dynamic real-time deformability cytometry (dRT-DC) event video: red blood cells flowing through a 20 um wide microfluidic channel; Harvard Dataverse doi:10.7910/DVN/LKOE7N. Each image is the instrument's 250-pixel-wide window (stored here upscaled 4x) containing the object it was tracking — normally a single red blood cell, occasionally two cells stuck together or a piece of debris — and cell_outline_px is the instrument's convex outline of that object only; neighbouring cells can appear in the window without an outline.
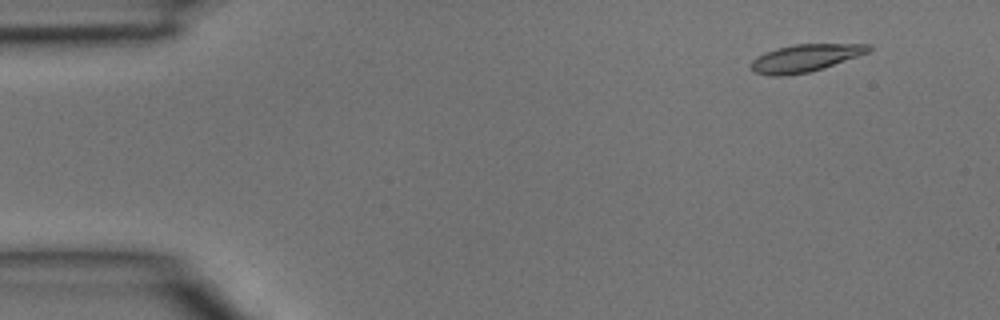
{"species": "common noctule bat (a hibernating species)", "species_latin": "Nyctalus noctula", "temperature_condition": "room temperature", "stored_images_in_passage": 4, "segment_of_instrument_passage": [1, 2], "camera_frame_rate_fps": 3000, "um_per_image_px": 0.085, "animal": {"sex": "male", "body_mass_g": 15.6}, "frame": {"image": 1, "passage_image": 1, "time_ms": 0.0, "image_size_px": [1000, 320], "cell_outline_px": [[872, 48], [868, 52], [824, 68], [808, 72], [788, 76], [768, 76], [756, 72], [752, 68], [752, 60], [756, 56], [764, 52], [776, 48], [792, 44], [872, 44]], "centroid_in_image_um": [68.42, 4.93], "position_along_channel_um": 16.6, "area_um2": 18.84}}